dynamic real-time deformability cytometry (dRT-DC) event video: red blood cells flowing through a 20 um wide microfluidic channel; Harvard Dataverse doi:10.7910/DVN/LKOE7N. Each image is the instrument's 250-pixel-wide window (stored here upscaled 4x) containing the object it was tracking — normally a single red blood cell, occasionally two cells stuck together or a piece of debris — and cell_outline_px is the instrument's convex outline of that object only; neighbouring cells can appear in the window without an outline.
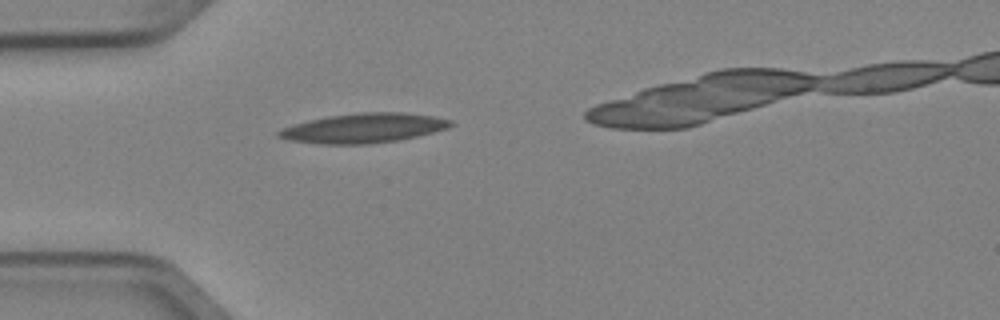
{"species": "Egyptian fruit bat (a non-hibernating species)", "species_latin": "Rousettus aegyptiacus", "temperature_condition": "cold", "stored_images_in_passage": 2, "camera_frame_rate_fps": 3000, "um_per_image_px": 0.085, "animal": {"sex": "female"}, "frame": {"image": 1, "passage_image": 1, "time_ms": 0.0, "image_size_px": [1000, 320], "cell_outline_px": [[452, 124], [448, 128], [416, 136], [396, 140], [368, 144], [320, 144], [288, 140], [276, 136], [276, 132], [292, 124], [308, 120], [328, 116], [356, 112], [404, 112], [436, 116], [452, 120]], "centroid_in_image_um": [30.88, 10.88], "position_along_channel_um": 54.1, "area_um2": 29.71}}